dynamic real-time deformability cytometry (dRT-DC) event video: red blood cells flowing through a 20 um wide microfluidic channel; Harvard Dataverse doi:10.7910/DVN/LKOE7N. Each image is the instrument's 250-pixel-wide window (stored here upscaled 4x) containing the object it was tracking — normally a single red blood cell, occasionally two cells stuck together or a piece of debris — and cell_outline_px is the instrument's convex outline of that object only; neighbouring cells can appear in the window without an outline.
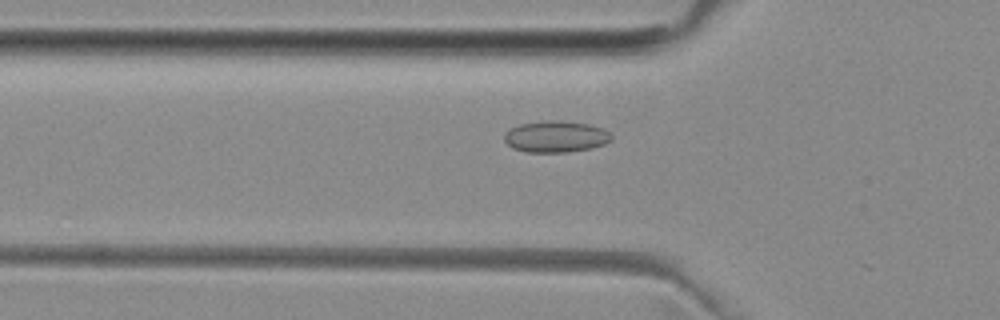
{"species": "common noctule bat (a hibernating species)", "species_latin": "Nyctalus noctula", "temperature_condition": "room temperature", "stored_images_in_passage": 12, "camera_frame_rate_fps": 3000, "um_per_image_px": 0.085, "animal": {"sex": "female", "body_mass_g": 29.2, "forearm_length_mm": 56.3}, "frame": {"image": 1, "passage_image": 8, "time_ms": 2.333, "image_size_px": [1000, 320], "cell_outline_px": [[612, 140], [604, 144], [592, 148], [568, 152], [528, 152], [512, 148], [504, 140], [504, 136], [512, 128], [520, 124], [544, 120], [560, 120], [588, 124], [604, 128], [612, 136]], "centroid_in_image_um": [47.27, 11.61], "position_along_channel_um": 78.5, "area_um2": 19.65}}
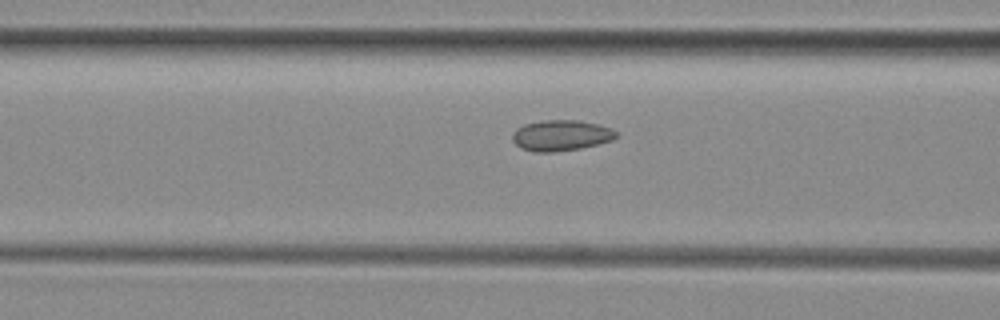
{"frame": {"image": 2, "passage_image": 11, "time_ms": 3.333, "image_size_px": [1000, 320], "cell_outline_px": [[620, 136], [612, 140], [580, 148], [552, 152], [536, 152], [520, 148], [512, 140], [512, 132], [516, 128], [524, 124], [544, 120], [576, 120], [600, 124], [612, 128]], "centroid_in_image_um": [47.68, 11.5], "position_along_channel_um": 118.9, "area_um2": 18.73}}